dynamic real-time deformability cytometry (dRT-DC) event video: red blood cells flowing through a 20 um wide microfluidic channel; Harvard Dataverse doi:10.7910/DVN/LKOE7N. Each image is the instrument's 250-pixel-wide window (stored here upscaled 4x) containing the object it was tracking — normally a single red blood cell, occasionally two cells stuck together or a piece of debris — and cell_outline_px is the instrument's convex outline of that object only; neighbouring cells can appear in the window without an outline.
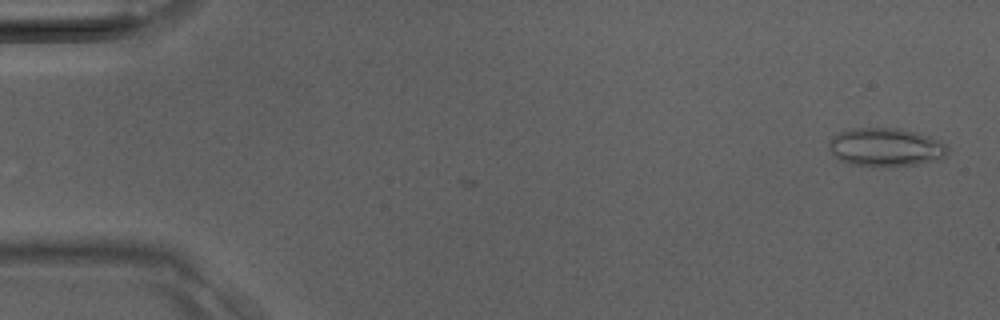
{"species": "Egyptian fruit bat (a non-hibernating species)", "species_latin": "Rousettus aegyptiacus", "temperature_condition": "room temperature", "stored_images_in_passage": 38, "camera_frame_rate_fps": 3000, "um_per_image_px": 0.085, "animal": {"sex": "male"}, "frame": {"image": 1, "passage_image": 1, "time_ms": 0.0, "image_size_px": [1000, 320], "cell_outline_px": [[948, 152], [944, 156], [936, 160], [916, 164], [888, 168], [848, 164], [832, 156], [828, 148], [828, 144], [840, 132], [848, 128], [900, 128], [916, 132], [940, 140], [948, 144]], "centroid_in_image_um": [75.28, 12.53], "position_along_channel_um": 9.7, "area_um2": 27.05}}
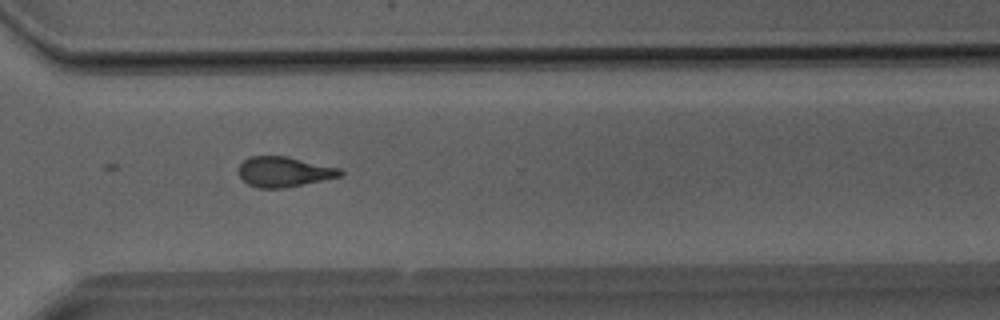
{"frame": {"image": 2, "passage_image": 28, "time_ms": 9.0, "image_size_px": [1000, 320], "cell_outline_px": [[344, 172], [340, 176], [284, 188], [260, 188], [248, 184], [240, 176], [240, 164], [248, 156], [288, 156], [340, 168]], "centroid_in_image_um": [24.15, 14.59], "position_along_channel_um": 346.5, "area_um2": 17.69}}